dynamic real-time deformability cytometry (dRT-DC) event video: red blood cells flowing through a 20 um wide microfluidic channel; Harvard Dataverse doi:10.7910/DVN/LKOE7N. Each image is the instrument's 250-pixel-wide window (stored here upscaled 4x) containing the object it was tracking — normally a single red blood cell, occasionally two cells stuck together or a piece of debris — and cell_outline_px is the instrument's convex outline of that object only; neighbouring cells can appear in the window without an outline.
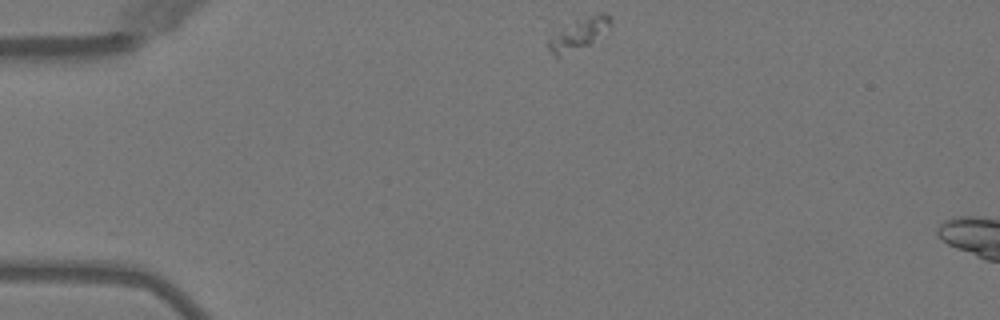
{"species": "Egyptian fruit bat (a non-hibernating species)", "species_latin": "Rousettus aegyptiacus", "temperature_condition": "warm", "stored_images_in_passage": 6, "camera_frame_rate_fps": 3000, "um_per_image_px": 0.085, "animal": {"sex": "female"}, "frame": {"image": 1, "passage_image": 1, "time_ms": 0.0, "image_size_px": [1000, 320], "cell_outline_px": [[612, 20], [592, 44], [556, 60], [552, 56], [548, 48], [548, 40], [576, 20], [596, 12], [604, 12], [612, 16]], "centroid_in_image_um": [49.18, 2.94], "position_along_channel_um": 35.8, "area_um2": 11.44}}